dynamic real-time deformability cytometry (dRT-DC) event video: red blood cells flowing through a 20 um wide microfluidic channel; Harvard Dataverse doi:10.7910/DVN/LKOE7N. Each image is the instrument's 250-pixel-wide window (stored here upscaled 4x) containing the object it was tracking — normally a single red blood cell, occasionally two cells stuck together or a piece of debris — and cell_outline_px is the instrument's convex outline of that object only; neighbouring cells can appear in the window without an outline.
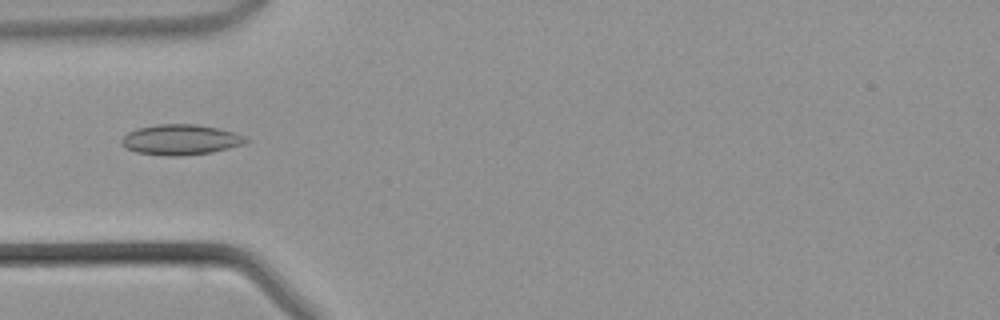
{"species": "common noctule bat (a hibernating species)", "species_latin": "Nyctalus noctula", "temperature_condition": "warm", "stored_images_in_passage": 41, "segment_of_instrument_passage": [1, 2], "camera_frame_rate_fps": 3000, "um_per_image_px": 0.085, "animal": {"sex": "male", "body_mass_g": 21.5, "forearm_length_mm": 52.0}, "frame": {"image": 1, "passage_image": 9, "time_ms": 2.667, "image_size_px": [1000, 320], "cell_outline_px": [[248, 140], [244, 144], [212, 152], [180, 156], [168, 156], [136, 152], [124, 148], [120, 144], [120, 140], [128, 132], [136, 128], [156, 124], [196, 124], [216, 128], [232, 132], [244, 136]], "centroid_in_image_um": [15.29, 11.87], "position_along_channel_um": 69.7, "area_um2": 22.02}}
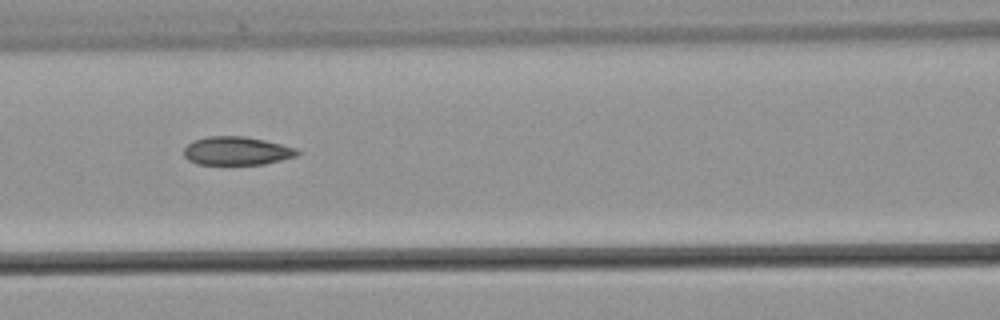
{"frame": {"image": 2, "passage_image": 14, "time_ms": 4.333, "image_size_px": [1000, 320], "cell_outline_px": [[300, 152], [296, 156], [264, 164], [196, 164], [188, 160], [184, 156], [184, 148], [192, 140], [208, 136], [244, 136], [264, 140], [296, 148]], "centroid_in_image_um": [20.08, 12.82], "position_along_channel_um": 146.5, "area_um2": 18.73}}
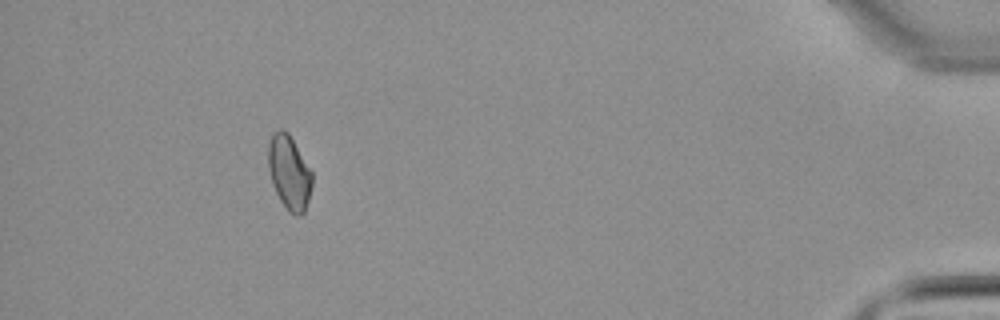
{"frame": {"image": 3, "passage_image": 36, "time_ms": 11.667, "image_size_px": [1000, 320], "cell_outline_px": [[312, 184], [308, 200], [304, 212], [300, 216], [296, 216], [288, 212], [280, 200], [272, 184], [268, 168], [268, 144], [272, 132], [280, 128], [284, 128], [288, 132], [312, 172]], "centroid_in_image_um": [24.56, 14.65], "position_along_channel_um": 410.6, "area_um2": 19.07}}